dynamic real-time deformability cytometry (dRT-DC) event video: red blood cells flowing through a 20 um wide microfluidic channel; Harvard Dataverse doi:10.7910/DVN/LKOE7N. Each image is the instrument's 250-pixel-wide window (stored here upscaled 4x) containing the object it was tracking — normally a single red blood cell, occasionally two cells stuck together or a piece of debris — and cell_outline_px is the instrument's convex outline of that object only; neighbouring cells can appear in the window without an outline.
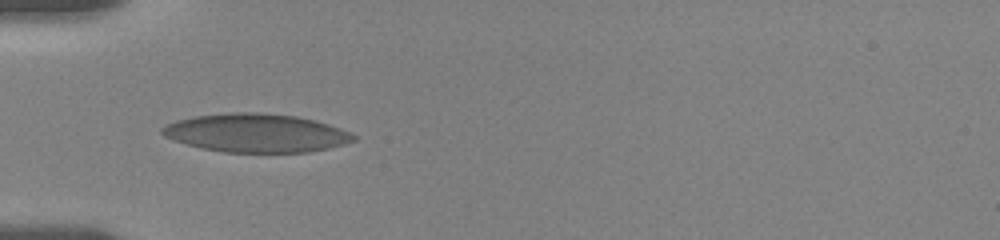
{"species": "human", "species_latin": "Homo sapiens", "temperature_condition": "room temperature", "stored_images_in_passage": 9, "camera_frame_rate_fps": 3000, "um_per_image_px": 0.085, "donor": {"sex": "female"}, "frame": {"image": 1, "passage_image": 1, "time_ms": 0.0, "image_size_px": [1000, 240], "cell_outline_px": [[356, 140], [344, 144], [328, 148], [308, 152], [224, 152], [204, 148], [172, 140], [164, 136], [160, 132], [160, 128], [176, 120], [192, 116], [236, 112], [256, 112], [296, 116], [316, 120], [352, 132], [356, 136]], "centroid_in_image_um": [21.78, 11.3], "position_along_channel_um": 63.2, "area_um2": 42.89}}
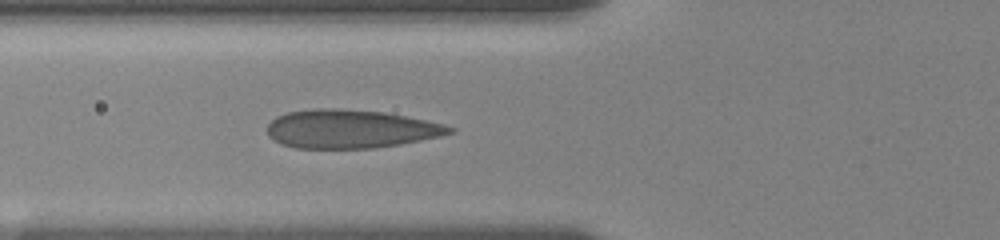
{"frame": {"image": 2, "passage_image": 7, "time_ms": 1.0, "image_size_px": [1000, 240], "cell_outline_px": [[456, 132], [440, 136], [400, 144], [372, 148], [296, 148], [280, 144], [268, 136], [268, 124], [276, 116], [288, 112], [316, 108], [336, 108], [384, 112], [444, 124], [456, 128]], "centroid_in_image_um": [29.78, 10.96], "position_along_channel_um": 96.0, "area_um2": 40.86}}